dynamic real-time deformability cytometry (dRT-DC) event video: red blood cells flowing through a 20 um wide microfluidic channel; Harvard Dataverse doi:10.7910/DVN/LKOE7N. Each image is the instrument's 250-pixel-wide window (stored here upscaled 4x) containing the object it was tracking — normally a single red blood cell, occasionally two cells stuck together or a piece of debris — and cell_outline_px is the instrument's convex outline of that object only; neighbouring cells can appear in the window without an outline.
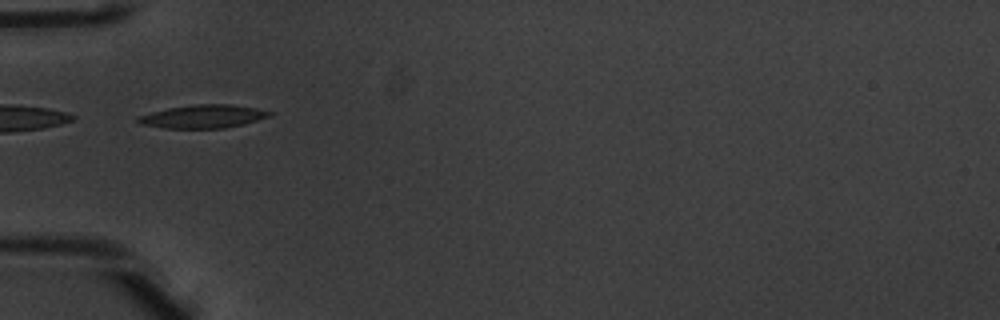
{"species": "common noctule bat (a hibernating species)", "species_latin": "Nyctalus noctula", "temperature_condition": "warm", "stored_images_in_passage": 35, "camera_frame_rate_fps": 3000, "um_per_image_px": 0.085, "animal": {"sex": "male", "body_mass_g": 20.1, "forearm_length_mm": 53.5}, "frame": {"image": 1, "passage_image": 1, "time_ms": 0.0, "image_size_px": [1000, 320], "cell_outline_px": [[272, 116], [244, 124], [224, 128], [164, 128], [140, 124], [136, 120], [136, 116], [168, 108], [196, 104], [232, 104], [256, 108], [272, 112]], "centroid_in_image_um": [17.27, 9.9], "position_along_channel_um": 67.7, "area_um2": 17.86}}
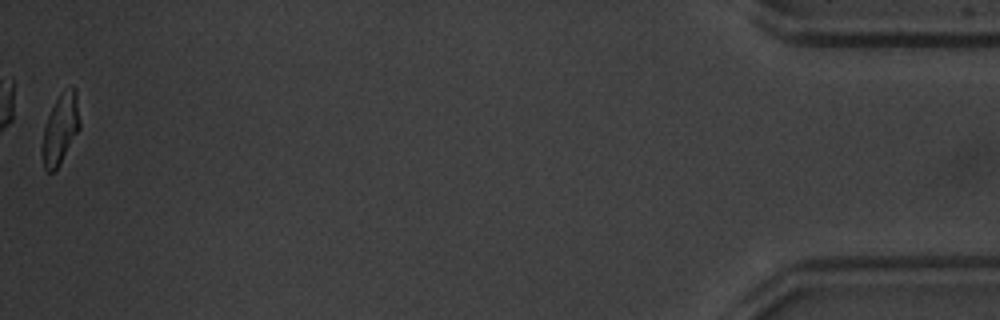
{"frame": {"image": 2, "passage_image": 35, "time_ms": 11.333, "image_size_px": [1000, 320], "cell_outline_px": [[80, 128], [56, 168], [52, 172], [48, 172], [44, 168], [40, 152], [40, 148], [44, 128], [48, 116], [60, 92], [72, 84], [76, 88], [80, 120]], "centroid_in_image_um": [5.12, 10.91], "position_along_channel_um": 430.1, "area_um2": 15.43}, "authors_computed_cell_mechanics": {"area_um2": 16.9354, "velocity_mm_per_s": 3.967, "shape_relaxation_time_tau1_ms": 3.4097, "shape_relaxation_time_tau2_ms": 2.1079, "deformation_change_tau1": 0.189, "deformation_change_tau2": 0.0933}}